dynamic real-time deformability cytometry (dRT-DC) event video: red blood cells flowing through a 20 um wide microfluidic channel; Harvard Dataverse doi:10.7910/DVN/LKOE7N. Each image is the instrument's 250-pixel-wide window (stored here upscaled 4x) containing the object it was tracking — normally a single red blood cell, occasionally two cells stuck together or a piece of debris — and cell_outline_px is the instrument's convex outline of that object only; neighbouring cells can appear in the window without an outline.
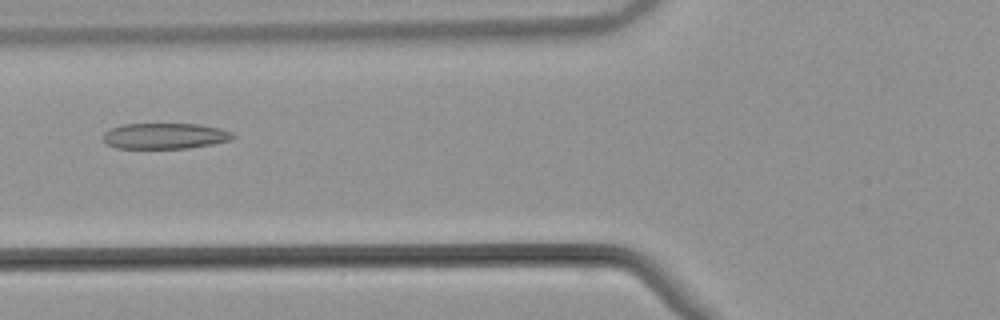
{"species": "common noctule bat (a hibernating species)", "species_latin": "Nyctalus noctula", "temperature_condition": "warm", "stored_images_in_passage": 41, "camera_frame_rate_fps": 3000, "um_per_image_px": 0.085, "animal": {"sex": "male", "body_mass_g": 21.5, "forearm_length_mm": 52.0}, "frame": {"image": 1, "passage_image": 9, "time_ms": 2.667, "image_size_px": [1000, 320], "cell_outline_px": [[236, 136], [232, 140], [212, 144], [188, 148], [116, 148], [100, 140], [100, 136], [108, 128], [120, 124], [200, 124], [220, 128], [232, 132]], "centroid_in_image_um": [13.97, 11.55], "position_along_channel_um": 111.8, "area_um2": 19.88}}
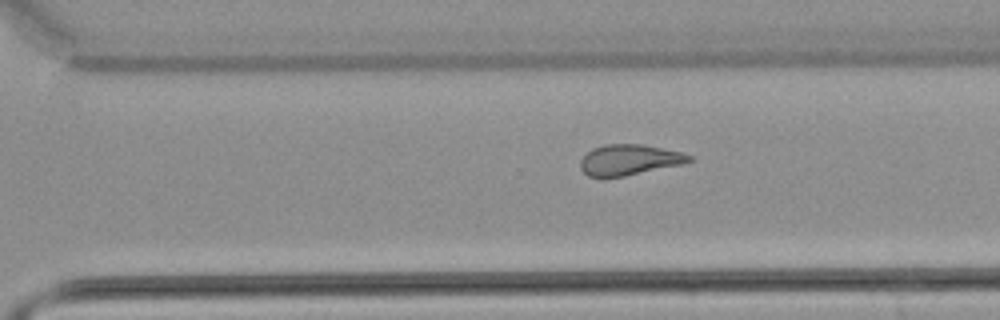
{"frame": {"image": 2, "passage_image": 25, "time_ms": 8.0, "image_size_px": [1000, 320], "cell_outline_px": [[692, 160], [680, 164], [624, 176], [588, 176], [580, 168], [580, 160], [592, 148], [604, 144], [640, 144], [680, 152], [692, 156]], "centroid_in_image_um": [53.44, 13.57], "position_along_channel_um": 317.2, "area_um2": 18.96}}
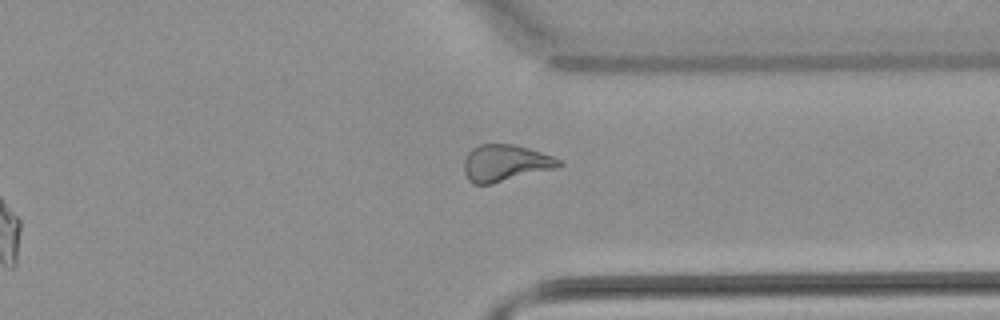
{"frame": {"image": 3, "passage_image": 29, "time_ms": 9.333, "image_size_px": [1000, 320], "cell_outline_px": [[564, 164], [556, 168], [492, 184], [472, 184], [468, 180], [464, 172], [464, 160], [468, 152], [472, 148], [480, 144], [512, 144], [528, 148], [552, 156], [560, 160]], "centroid_in_image_um": [42.93, 13.86], "position_along_channel_um": 368.5, "area_um2": 20.29}, "authors_computed_cell_mechanics": {"area_um2": 20.2878, "velocity_mm_per_s": 3.851, "shape_relaxation_time_tau1_ms": null, "shape_relaxation_time_tau2_ms": 3.0314, "deformation_change_tau1": null, "deformation_change_tau2": 0.1196}}